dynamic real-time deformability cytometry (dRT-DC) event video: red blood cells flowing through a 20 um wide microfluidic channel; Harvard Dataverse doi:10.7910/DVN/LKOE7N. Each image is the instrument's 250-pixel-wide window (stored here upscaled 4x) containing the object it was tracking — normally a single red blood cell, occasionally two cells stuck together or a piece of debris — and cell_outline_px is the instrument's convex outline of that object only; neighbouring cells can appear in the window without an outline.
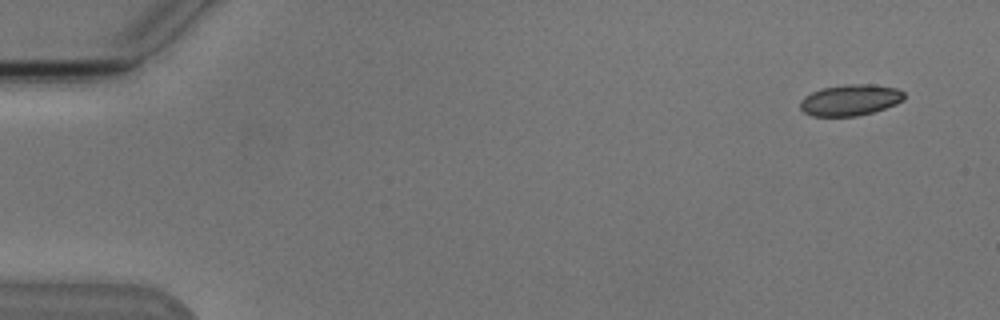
{"species": "Egyptian fruit bat (a non-hibernating species)", "species_latin": "Rousettus aegyptiacus", "temperature_condition": "cold", "stored_images_in_passage": 8, "camera_frame_rate_fps": 3000, "um_per_image_px": 0.085, "animal": {"sex": "male"}, "frame": {"image": 1, "passage_image": 1, "time_ms": 0.0, "image_size_px": [1000, 320], "cell_outline_px": [[904, 100], [896, 104], [872, 112], [856, 116], [812, 116], [804, 112], [800, 108], [800, 100], [804, 96], [820, 88], [844, 84], [872, 84], [896, 88], [904, 92]], "centroid_in_image_um": [72.25, 8.49], "position_along_channel_um": 12.8, "area_um2": 18.96}}
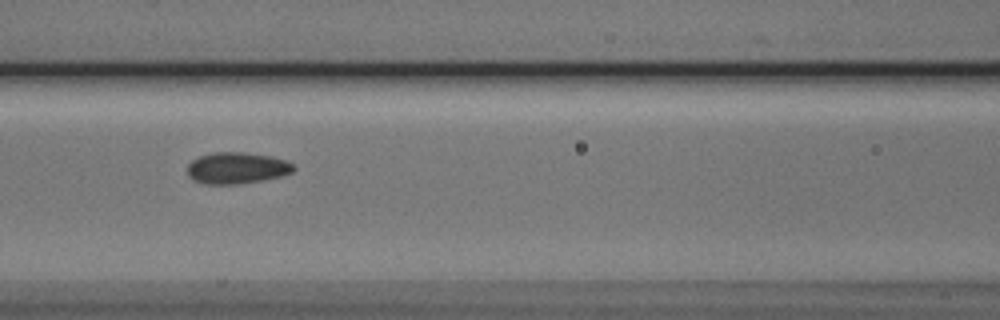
{"frame": {"image": 2, "passage_image": 7, "time_ms": 7.0, "image_size_px": [1000, 320], "cell_outline_px": [[296, 168], [292, 172], [280, 176], [264, 180], [240, 184], [204, 184], [188, 176], [188, 164], [192, 160], [200, 156], [212, 152], [244, 152], [272, 156], [284, 160], [292, 164]], "centroid_in_image_um": [20.13, 14.28], "position_along_channel_um": 146.5, "area_um2": 19.48}}
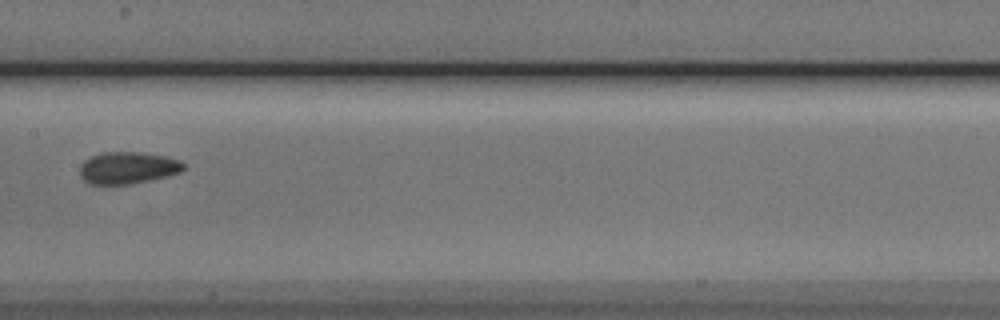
{"frame": {"image": 3, "passage_image": 8, "time_ms": 8.333, "image_size_px": [1000, 320], "cell_outline_px": [[184, 168], [180, 172], [168, 176], [132, 184], [88, 184], [80, 176], [80, 164], [84, 160], [100, 152], [140, 152], [164, 156], [180, 160], [184, 164]], "centroid_in_image_um": [10.84, 14.26], "position_along_channel_um": 196.6, "area_um2": 19.42}}